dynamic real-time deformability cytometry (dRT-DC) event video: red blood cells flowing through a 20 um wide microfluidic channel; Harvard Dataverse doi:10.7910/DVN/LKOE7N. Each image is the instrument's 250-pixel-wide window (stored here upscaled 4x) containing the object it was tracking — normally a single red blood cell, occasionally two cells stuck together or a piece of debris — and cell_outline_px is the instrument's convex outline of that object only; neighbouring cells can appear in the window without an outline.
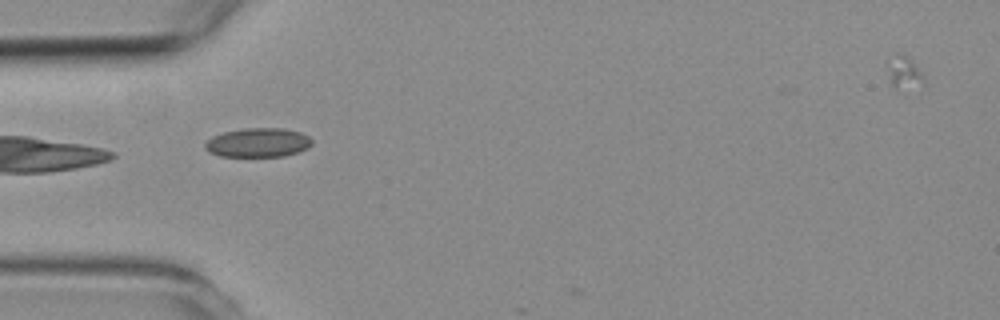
{"species": "common noctule bat (a hibernating species)", "species_latin": "Nyctalus noctula", "temperature_condition": "room temperature", "stored_images_in_passage": 8, "camera_frame_rate_fps": 3000, "um_per_image_px": 0.085, "animal": {"sex": "female", "body_mass_g": 19.3, "forearm_length_mm": 54.1}, "frame": {"image": 1, "passage_image": 4, "time_ms": 3.667, "image_size_px": [1000, 320], "cell_outline_px": [[312, 144], [308, 148], [300, 152], [284, 156], [220, 156], [208, 152], [204, 148], [204, 144], [212, 136], [224, 132], [244, 128], [284, 128], [300, 132], [308, 136], [312, 140]], "centroid_in_image_um": [21.94, 12.12], "position_along_channel_um": 63.1, "area_um2": 18.26}}
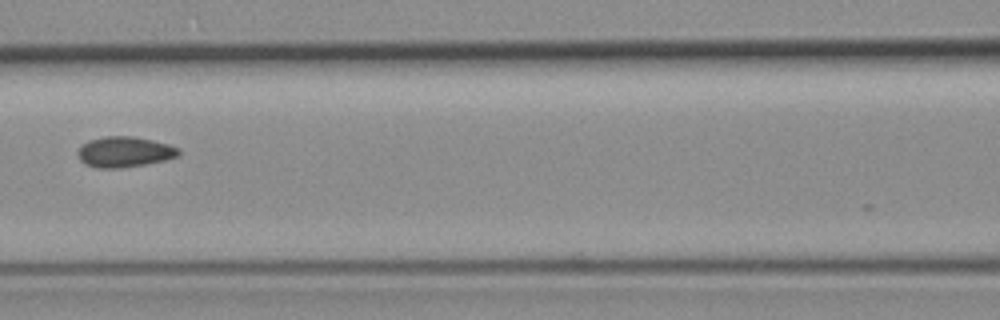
{"frame": {"image": 2, "passage_image": 6, "time_ms": 6.0, "image_size_px": [1000, 320], "cell_outline_px": [[180, 152], [176, 156], [164, 160], [144, 164], [120, 168], [96, 168], [84, 164], [80, 160], [76, 152], [84, 144], [92, 140], [104, 136], [132, 136], [152, 140], [168, 144], [180, 148]], "centroid_in_image_um": [10.57, 12.91], "position_along_channel_um": 156.0, "area_um2": 17.8}}
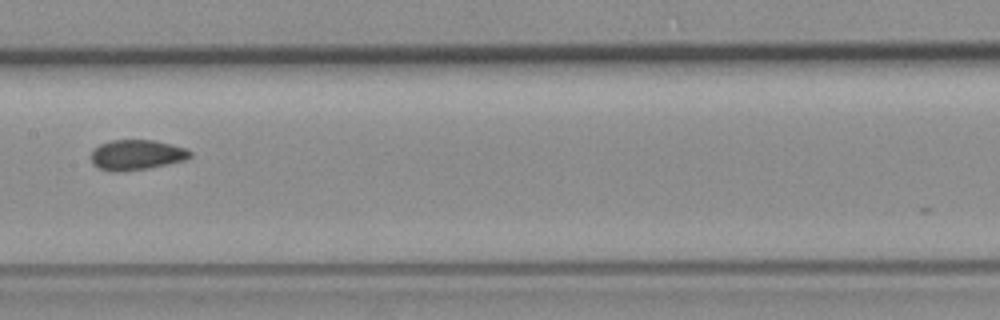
{"frame": {"image": 3, "passage_image": 7, "time_ms": 7.0, "image_size_px": [1000, 320], "cell_outline_px": [[192, 156], [184, 160], [168, 164], [148, 168], [120, 172], [112, 172], [100, 168], [92, 164], [92, 152], [100, 144], [112, 140], [152, 140], [172, 144], [184, 148], [192, 152]], "centroid_in_image_um": [11.62, 13.17], "position_along_channel_um": 195.8, "area_um2": 17.34}}